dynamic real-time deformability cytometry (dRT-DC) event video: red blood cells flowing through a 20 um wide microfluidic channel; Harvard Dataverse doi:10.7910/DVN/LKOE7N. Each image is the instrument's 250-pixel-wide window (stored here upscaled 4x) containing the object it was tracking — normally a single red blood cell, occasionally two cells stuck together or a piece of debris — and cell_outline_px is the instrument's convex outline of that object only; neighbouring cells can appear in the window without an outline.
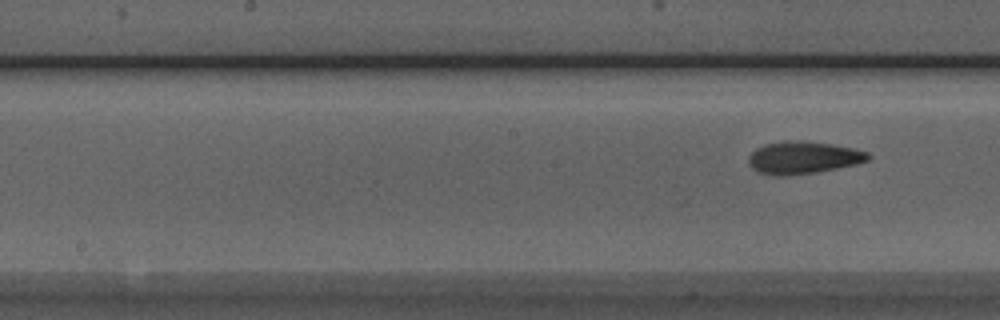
{"species": "Egyptian fruit bat (a non-hibernating species)", "species_latin": "Rousettus aegyptiacus", "temperature_condition": "room temperature", "stored_images_in_passage": 9, "segment_of_instrument_passage": [2, 2], "camera_frame_rate_fps": 3000, "um_per_image_px": 0.085, "animal": {"sex": "male"}, "frame": {"image": 1, "passage_image": 9, "time_ms": 10.0, "image_size_px": [1000, 320], "cell_outline_px": [[872, 156], [868, 160], [856, 164], [816, 172], [784, 176], [772, 176], [756, 172], [748, 164], [748, 156], [756, 148], [764, 144], [788, 140], [800, 140], [832, 144], [856, 148], [868, 152]], "centroid_in_image_um": [68.25, 13.39], "position_along_channel_um": 180.0, "area_um2": 22.89}}